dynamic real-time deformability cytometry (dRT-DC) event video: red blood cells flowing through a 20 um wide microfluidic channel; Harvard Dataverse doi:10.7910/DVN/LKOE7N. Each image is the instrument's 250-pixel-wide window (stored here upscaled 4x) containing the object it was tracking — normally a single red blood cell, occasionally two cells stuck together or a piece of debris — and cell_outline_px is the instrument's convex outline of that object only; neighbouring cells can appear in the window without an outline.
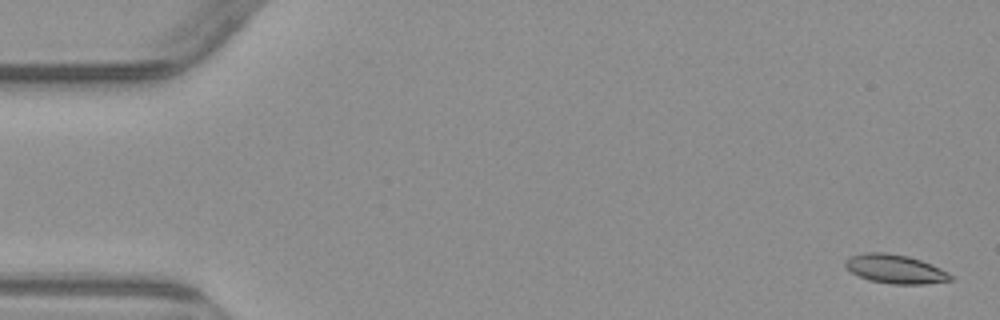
{"species": "common noctule bat (a hibernating species)", "species_latin": "Nyctalus noctula", "temperature_condition": "warm", "stored_images_in_passage": 6, "camera_frame_rate_fps": 3000, "um_per_image_px": 0.085, "animal": {"sex": "male", "body_mass_g": 23.1, "forearm_length_mm": 52.7}, "frame": {"image": 1, "passage_image": 1, "time_ms": 0.0, "image_size_px": [1000, 320], "cell_outline_px": [[952, 280], [924, 284], [892, 284], [868, 280], [852, 272], [844, 264], [844, 260], [852, 256], [864, 252], [884, 252], [908, 256], [920, 260], [940, 268], [948, 272], [952, 276]], "centroid_in_image_um": [76.09, 22.86], "position_along_channel_um": 8.9, "area_um2": 17.57}}
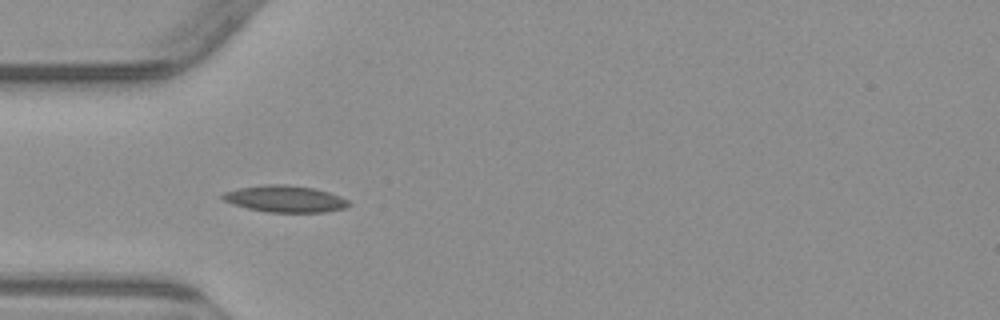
{"frame": {"image": 2, "passage_image": 5, "time_ms": 5.0, "image_size_px": [1000, 320], "cell_outline_px": [[352, 204], [348, 208], [328, 212], [268, 212], [248, 208], [232, 204], [224, 200], [220, 196], [224, 192], [240, 188], [264, 184], [284, 184], [312, 188], [328, 192], [340, 196], [348, 200]], "centroid_in_image_um": [24.27, 16.91], "position_along_channel_um": 60.7, "area_um2": 19.65}}
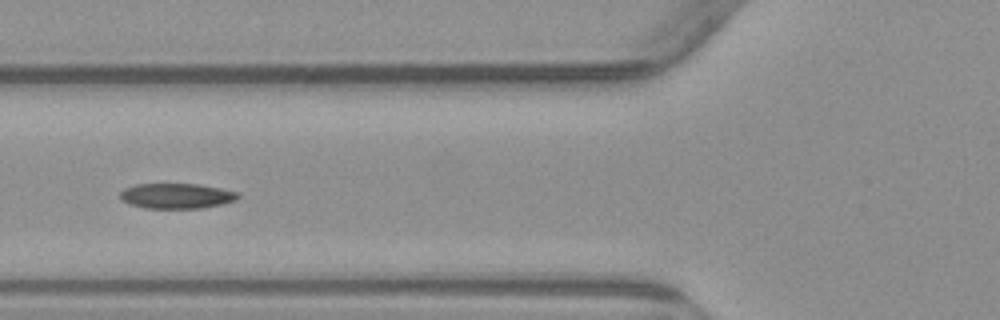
{"frame": {"image": 3, "passage_image": 6, "time_ms": 6.333, "image_size_px": [1000, 320], "cell_outline_px": [[240, 196], [236, 200], [220, 204], [200, 208], [144, 208], [128, 204], [120, 200], [120, 192], [124, 188], [136, 184], [196, 184], [220, 188], [236, 192]], "centroid_in_image_um": [14.94, 16.65], "position_along_channel_um": 110.9, "area_um2": 17.28}}